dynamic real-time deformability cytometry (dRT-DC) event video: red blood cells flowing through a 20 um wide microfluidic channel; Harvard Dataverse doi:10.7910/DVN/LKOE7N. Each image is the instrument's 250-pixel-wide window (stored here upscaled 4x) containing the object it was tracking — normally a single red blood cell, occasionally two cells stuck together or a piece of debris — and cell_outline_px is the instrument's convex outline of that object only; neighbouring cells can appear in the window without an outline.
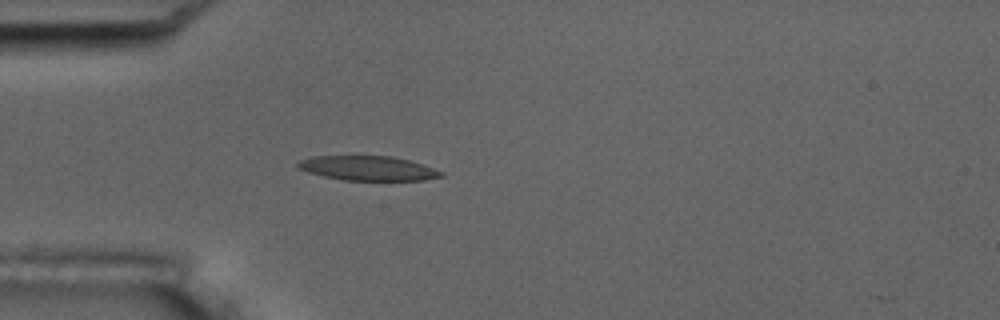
{"species": "common noctule bat (a hibernating species)", "species_latin": "Nyctalus noctula", "temperature_condition": "room temperature", "stored_images_in_passage": 4, "camera_frame_rate_fps": 3000, "um_per_image_px": 0.085, "animal": {"sex": "male", "body_mass_g": 17.5, "forearm_length_mm": 52.3}, "frame": {"image": 1, "passage_image": 4, "time_ms": 1.0, "image_size_px": [1000, 320], "cell_outline_px": [[444, 176], [424, 180], [340, 180], [308, 172], [296, 168], [296, 164], [300, 160], [312, 156], [392, 156], [424, 164], [444, 172]], "centroid_in_image_um": [31.28, 14.3], "position_along_channel_um": 53.7, "area_um2": 20.58}}